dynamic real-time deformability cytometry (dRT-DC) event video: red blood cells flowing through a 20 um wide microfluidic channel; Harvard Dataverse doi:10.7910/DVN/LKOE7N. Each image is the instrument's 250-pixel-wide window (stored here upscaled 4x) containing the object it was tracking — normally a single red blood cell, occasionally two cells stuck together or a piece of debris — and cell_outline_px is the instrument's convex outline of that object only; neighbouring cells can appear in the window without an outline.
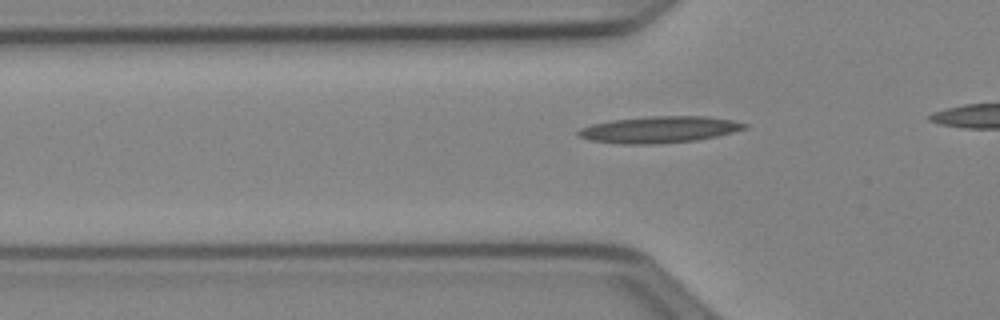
{"species": "Egyptian fruit bat (a non-hibernating species)", "species_latin": "Rousettus aegyptiacus", "temperature_condition": "cold", "stored_images_in_passage": 32, "camera_frame_rate_fps": 3000, "um_per_image_px": 0.085, "animal": {"sex": "female"}, "frame": {"image": 1, "passage_image": 5, "time_ms": 1.333, "image_size_px": [1000, 320], "cell_outline_px": [[748, 128], [716, 136], [696, 140], [656, 144], [620, 144], [592, 140], [576, 136], [576, 132], [580, 128], [592, 124], [612, 120], [652, 116], [708, 116], [732, 120], [748, 124]], "centroid_in_image_um": [56.03, 11.01], "position_along_channel_um": 69.8, "area_um2": 25.72}}
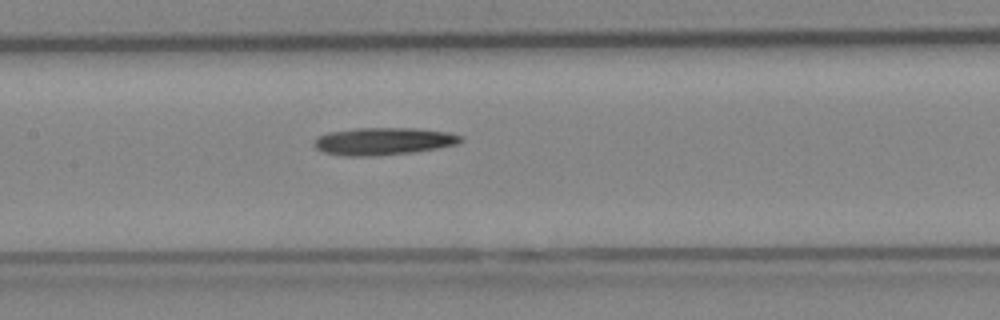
{"frame": {"image": 2, "passage_image": 13, "time_ms": 4.0, "image_size_px": [1000, 320], "cell_outline_px": [[464, 140], [456, 144], [436, 148], [412, 152], [372, 156], [344, 156], [324, 152], [316, 148], [312, 144], [320, 136], [328, 132], [356, 128], [416, 128], [448, 132], [464, 136]], "centroid_in_image_um": [32.6, 12.0], "position_along_channel_um": 174.8, "area_um2": 23.35}}
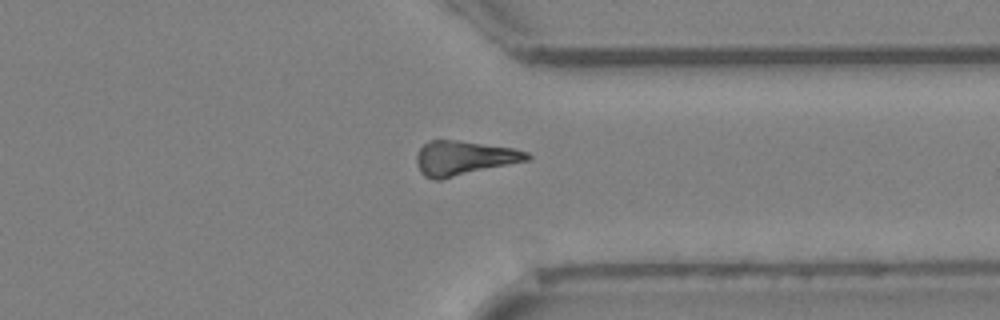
{"frame": {"image": 3, "passage_image": 28, "time_ms": 9.0, "image_size_px": [1000, 320], "cell_outline_px": [[532, 160], [440, 180], [436, 180], [424, 176], [420, 172], [416, 164], [416, 156], [420, 148], [424, 144], [432, 140], [460, 140], [512, 148], [528, 152], [532, 156]], "centroid_in_image_um": [39.46, 13.44], "position_along_channel_um": 371.9, "area_um2": 22.48}}